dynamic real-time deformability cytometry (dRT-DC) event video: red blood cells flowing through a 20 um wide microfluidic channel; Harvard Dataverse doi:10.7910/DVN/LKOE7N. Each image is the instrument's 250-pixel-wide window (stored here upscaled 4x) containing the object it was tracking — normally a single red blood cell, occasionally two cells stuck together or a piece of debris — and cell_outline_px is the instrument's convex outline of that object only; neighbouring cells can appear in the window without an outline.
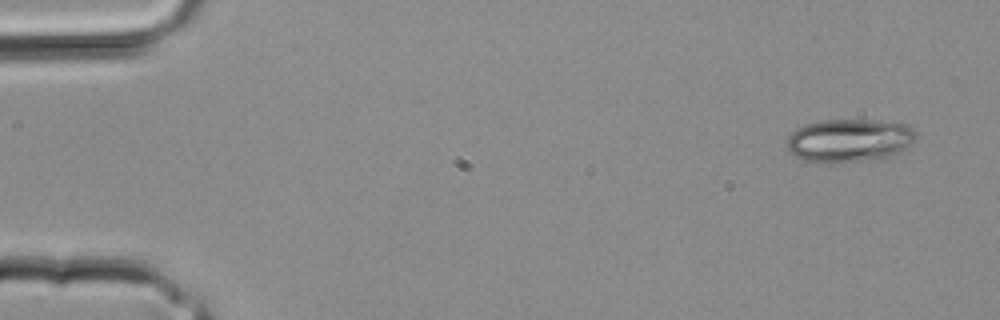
{"species": "common noctule bat (a hibernating species)", "species_latin": "Nyctalus noctula", "temperature_condition": "room temperature", "stored_images_in_passage": 3, "camera_frame_rate_fps": 3000, "um_per_image_px": 0.085, "animal": {"sex": "male", "body_mass_g": 20.4}, "frame": {"image": 1, "passage_image": 1, "time_ms": 0.0, "image_size_px": [1000, 320], "cell_outline_px": [[916, 136], [912, 144], [900, 152], [884, 160], [804, 160], [788, 152], [788, 136], [796, 128], [804, 124], [820, 120], [872, 120], [904, 124], [912, 128], [916, 132]], "centroid_in_image_um": [72.23, 11.91], "position_along_channel_um": 12.8, "area_um2": 32.08}}